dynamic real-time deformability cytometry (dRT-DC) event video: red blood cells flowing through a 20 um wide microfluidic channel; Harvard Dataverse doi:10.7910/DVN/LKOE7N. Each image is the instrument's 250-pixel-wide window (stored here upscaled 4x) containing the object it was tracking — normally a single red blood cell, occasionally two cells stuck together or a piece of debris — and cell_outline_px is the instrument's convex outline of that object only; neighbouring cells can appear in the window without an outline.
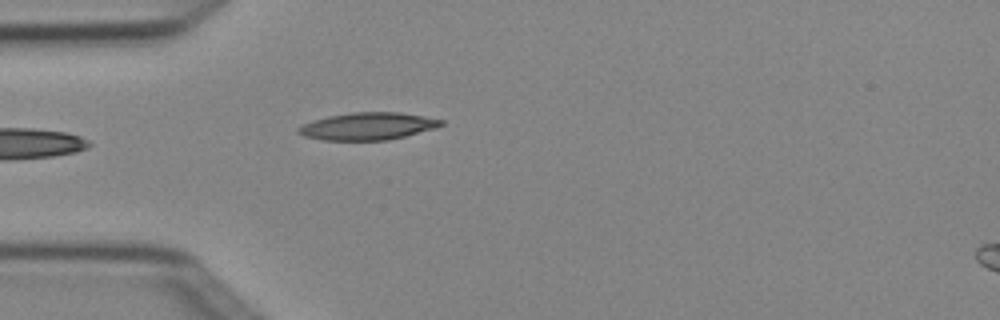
{"species": "Egyptian fruit bat (a non-hibernating species)", "species_latin": "Rousettus aegyptiacus", "temperature_condition": "cold", "stored_images_in_passage": 5, "camera_frame_rate_fps": 3000, "um_per_image_px": 0.085, "animal": {"sex": "female"}, "frame": {"image": 1, "passage_image": 5, "time_ms": 1.333, "image_size_px": [1000, 320], "cell_outline_px": [[444, 124], [436, 128], [388, 140], [320, 140], [304, 136], [296, 132], [296, 128], [312, 120], [328, 116], [352, 112], [400, 112], [424, 116], [444, 120]], "centroid_in_image_um": [31.25, 10.72], "position_along_channel_um": 53.8, "area_um2": 22.83}}